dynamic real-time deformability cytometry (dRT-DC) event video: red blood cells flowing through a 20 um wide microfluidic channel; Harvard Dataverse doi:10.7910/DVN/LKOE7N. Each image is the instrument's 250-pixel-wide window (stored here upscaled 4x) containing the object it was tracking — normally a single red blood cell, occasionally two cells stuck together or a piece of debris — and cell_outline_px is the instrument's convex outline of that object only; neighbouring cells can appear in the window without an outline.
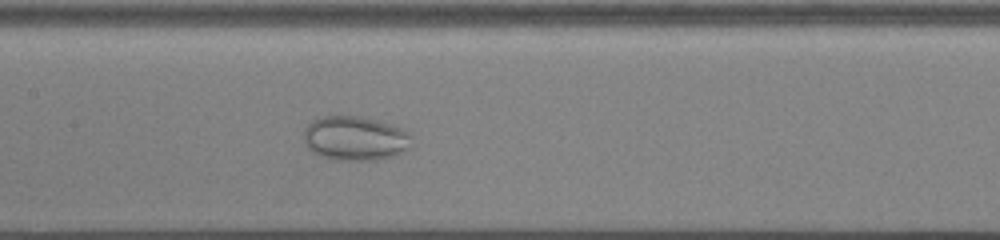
{"species": "common noctule bat (a hibernating species)", "species_latin": "Nyctalus noctula", "temperature_condition": "cold", "stored_images_in_passage": 46, "camera_frame_rate_fps": 3000, "um_per_image_px": 0.085, "animal": {"sex": "male", "body_mass_g": 13.0, "forearm_length_mm": 53.1}, "frame": {"image": 1, "passage_image": 19, "time_ms": 6.0, "image_size_px": [1000, 240], "cell_outline_px": [[412, 136], [408, 148], [396, 156], [376, 160], [336, 160], [320, 156], [312, 152], [308, 148], [304, 140], [304, 128], [312, 120], [324, 116], [360, 116], [392, 124], [404, 128]], "centroid_in_image_um": [30.19, 11.76], "position_along_channel_um": 177.2, "area_um2": 28.15}}
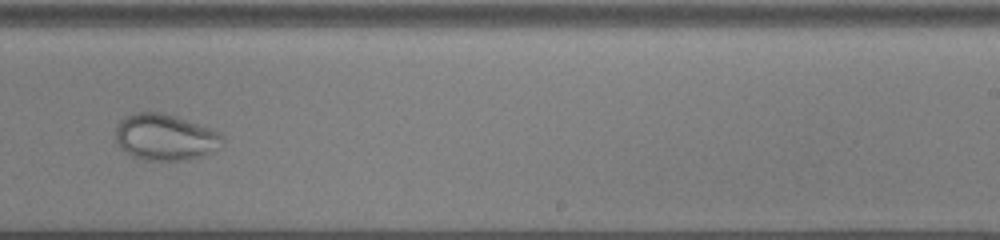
{"frame": {"image": 2, "passage_image": 27, "time_ms": 8.667, "image_size_px": [1000, 240], "cell_outline_px": [[224, 144], [204, 156], [188, 160], [144, 160], [132, 156], [124, 152], [120, 148], [116, 140], [116, 128], [120, 120], [136, 112], [160, 112], [176, 116], [220, 132], [224, 136]], "centroid_in_image_um": [14.06, 11.67], "position_along_channel_um": 274.9, "area_um2": 29.02}}
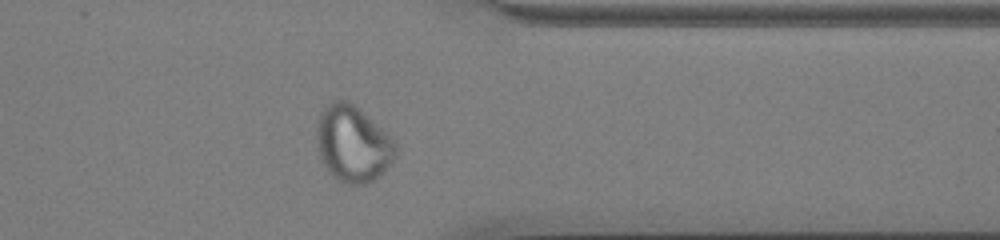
{"frame": {"image": 3, "passage_image": 36, "time_ms": 11.667, "image_size_px": [1000, 240], "cell_outline_px": [[396, 156], [380, 176], [364, 184], [344, 184], [332, 176], [320, 160], [316, 148], [316, 132], [320, 112], [328, 104], [336, 100], [348, 100], [380, 128], [396, 144]], "centroid_in_image_um": [29.94, 12.26], "position_along_channel_um": 381.5, "area_um2": 34.8}}